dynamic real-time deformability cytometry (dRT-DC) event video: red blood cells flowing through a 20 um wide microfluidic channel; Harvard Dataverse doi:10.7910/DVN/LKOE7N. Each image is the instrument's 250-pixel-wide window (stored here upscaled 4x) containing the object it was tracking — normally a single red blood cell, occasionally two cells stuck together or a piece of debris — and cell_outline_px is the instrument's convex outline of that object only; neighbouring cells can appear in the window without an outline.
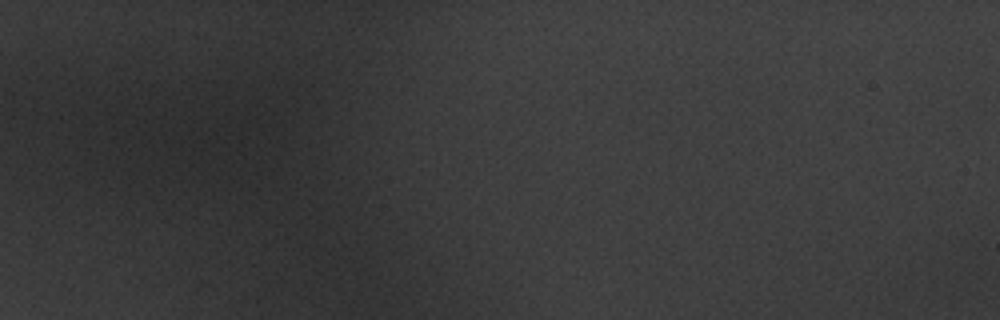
{"species": "common noctule bat (a hibernating species)", "species_latin": "Nyctalus noctula", "temperature_condition": "warm", "stored_images_in_passage": 2, "camera_frame_rate_fps": 3000, "um_per_image_px": 0.085, "animal": {"sex": "male", "body_mass_g": 20.1, "forearm_length_mm": 53.5}, "frame": {"image": 1, "passage_image": 1, "time_ms": 0.0, "image_size_px": [1000, 320], "cell_outline_px": [[300, 148], [284, 172], [256, 172], [200, 152], [192, 148], [192, 140], [228, 120], [244, 116], [264, 112], [272, 112], [300, 136]], "centroid_in_image_um": [21.41, 12.14], "position_along_channel_um": 63.6, "area_um2": 32.02}}